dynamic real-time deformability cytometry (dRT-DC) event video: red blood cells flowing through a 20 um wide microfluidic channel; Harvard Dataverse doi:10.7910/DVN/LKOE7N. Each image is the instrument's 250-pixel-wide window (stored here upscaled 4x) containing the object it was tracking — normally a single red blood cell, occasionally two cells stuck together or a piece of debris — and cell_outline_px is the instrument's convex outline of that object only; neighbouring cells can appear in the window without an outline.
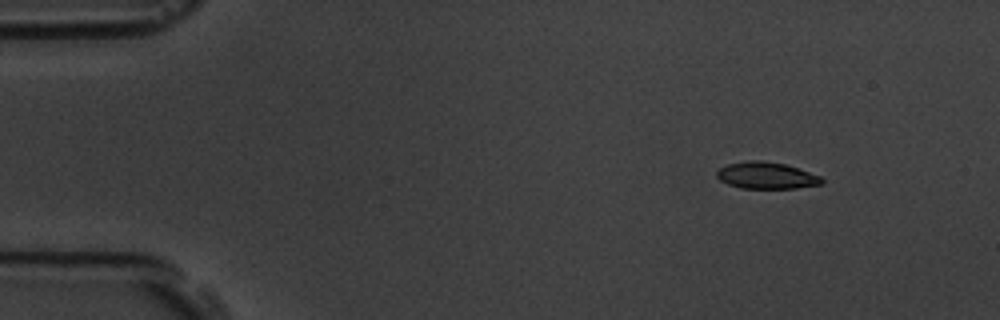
{"species": "common noctule bat (a hibernating species)", "species_latin": "Nyctalus noctula", "temperature_condition": "room temperature", "stored_images_in_passage": 2, "camera_frame_rate_fps": 3000, "um_per_image_px": 0.085, "animal": {"sex": "male", "body_mass_g": 19.5, "forearm_length_mm": 54.6}, "frame": {"image": 1, "passage_image": 2, "time_ms": 2.333, "image_size_px": [1000, 320], "cell_outline_px": [[824, 180], [820, 184], [796, 188], [740, 188], [728, 184], [720, 180], [716, 176], [716, 172], [720, 168], [728, 164], [752, 160], [764, 160], [784, 164], [820, 176]], "centroid_in_image_um": [65.11, 14.92], "position_along_channel_um": 19.9, "area_um2": 16.13}}